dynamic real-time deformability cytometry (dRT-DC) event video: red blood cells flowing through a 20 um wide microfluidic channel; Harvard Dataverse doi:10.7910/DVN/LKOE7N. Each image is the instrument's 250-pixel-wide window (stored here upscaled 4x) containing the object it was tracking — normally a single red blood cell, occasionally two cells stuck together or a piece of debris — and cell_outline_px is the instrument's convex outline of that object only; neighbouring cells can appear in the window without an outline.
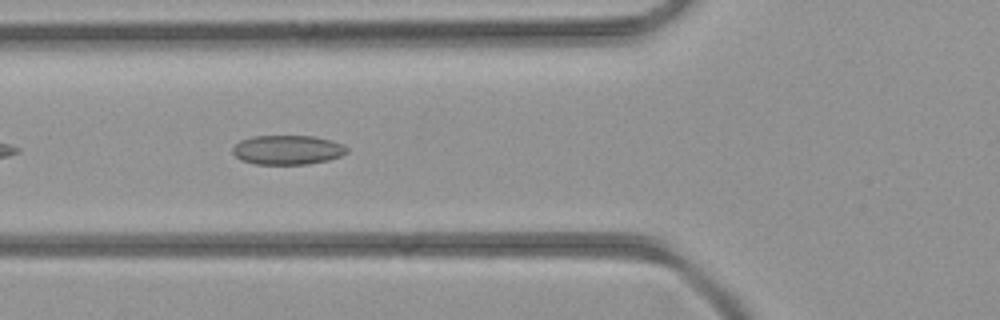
{"species": "common noctule bat (a hibernating species)", "species_latin": "Nyctalus noctula", "temperature_condition": "room temperature", "stored_images_in_passage": 32, "camera_frame_rate_fps": 3000, "um_per_image_px": 0.085, "animal": {"sex": "female", "body_mass_g": 21.9}, "frame": {"image": 1, "passage_image": 4, "time_ms": 1.0, "image_size_px": [1000, 320], "cell_outline_px": [[348, 152], [340, 156], [328, 160], [304, 164], [256, 164], [240, 160], [232, 152], [232, 148], [240, 140], [252, 136], [312, 136], [332, 140], [344, 144], [348, 148]], "centroid_in_image_um": [24.44, 12.73], "position_along_channel_um": 101.4, "area_um2": 19.59}}
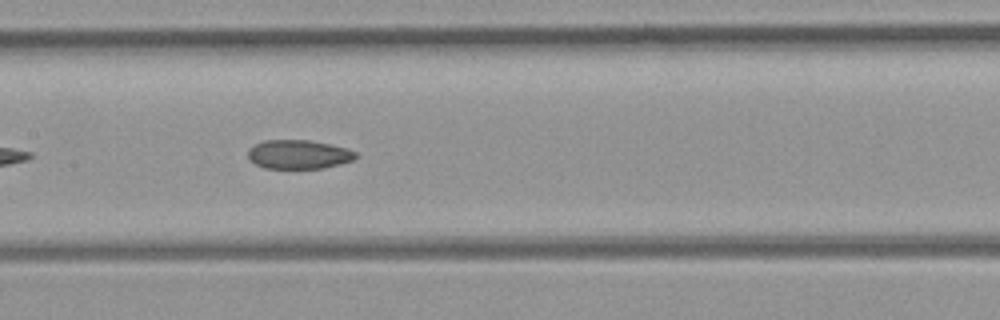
{"frame": {"image": 2, "passage_image": 9, "time_ms": 2.667, "image_size_px": [1000, 320], "cell_outline_px": [[360, 156], [352, 160], [320, 168], [264, 168], [256, 164], [248, 156], [248, 148], [264, 140], [308, 140], [348, 148], [356, 152]], "centroid_in_image_um": [25.38, 13.11], "position_along_channel_um": 182.0, "area_um2": 17.98}}
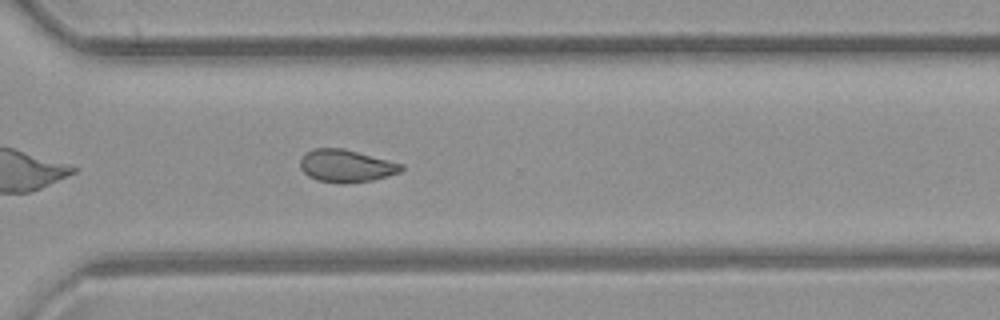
{"frame": {"image": 3, "passage_image": 19, "time_ms": 6.0, "image_size_px": [1000, 320], "cell_outline_px": [[404, 168], [400, 172], [372, 180], [344, 184], [340, 184], [316, 180], [308, 176], [300, 168], [300, 160], [312, 148], [344, 148], [404, 164]], "centroid_in_image_um": [29.43, 14.1], "position_along_channel_um": 341.2, "area_um2": 19.25}}